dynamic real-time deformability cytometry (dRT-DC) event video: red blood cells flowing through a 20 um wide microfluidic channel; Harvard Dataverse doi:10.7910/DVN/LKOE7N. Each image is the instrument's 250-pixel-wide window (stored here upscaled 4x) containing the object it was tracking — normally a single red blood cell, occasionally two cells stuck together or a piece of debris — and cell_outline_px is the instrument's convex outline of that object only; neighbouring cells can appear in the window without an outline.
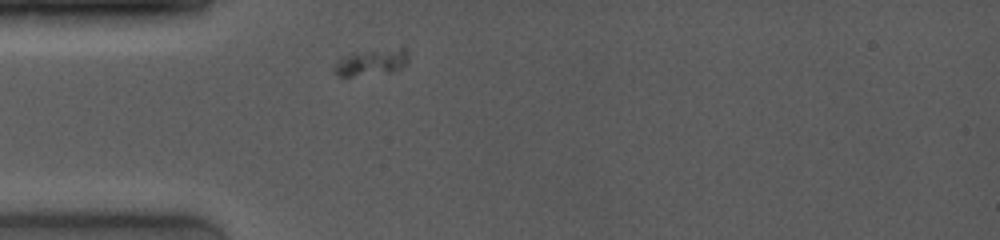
{"species": "common noctule bat (a hibernating species)", "species_latin": "Nyctalus noctula", "temperature_condition": "room temperature", "stored_images_in_passage": 30, "camera_frame_rate_fps": 4000, "um_per_image_px": 0.085, "animal": {"sex": "female", "body_mass_g": 19.0, "forearm_length_mm": 53.3}, "frame": {"image": 1, "passage_image": 1, "time_ms": 0.0, "image_size_px": [1000, 240], "cell_outline_px": [[408, 64], [392, 72], [352, 76], [336, 76], [332, 72], [332, 68], [344, 56], [356, 52], [400, 48], [404, 48], [408, 52]], "centroid_in_image_um": [31.57, 5.31], "position_along_channel_um": 53.4, "area_um2": 11.39}}
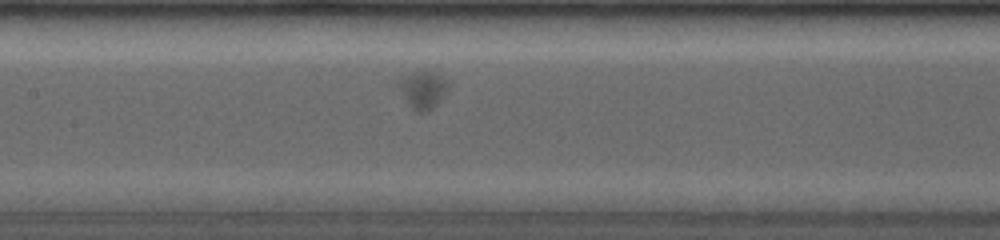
{"frame": {"image": 2, "passage_image": 8, "time_ms": 3.25, "image_size_px": [1000, 240], "cell_outline_px": [[448, 84], [444, 92], [436, 104], [432, 108], [424, 112], [416, 112], [412, 108], [392, 84], [412, 72], [432, 72], [440, 76]], "centroid_in_image_um": [35.82, 7.64], "position_along_channel_um": 171.6, "area_um2": 10.58}}
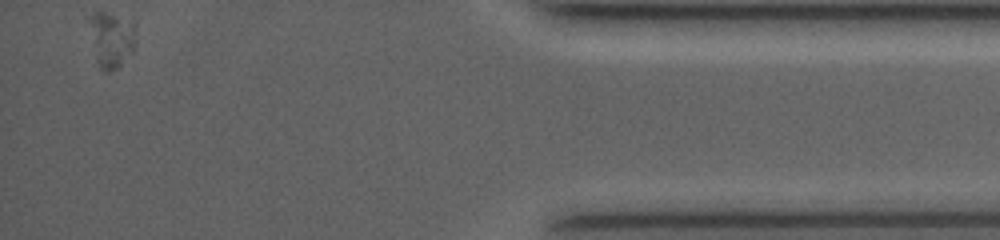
{"frame": {"image": 3, "passage_image": 30, "time_ms": 11.0, "image_size_px": [1000, 240], "cell_outline_px": [[136, 20], [132, 52], [116, 68], [108, 72], [104, 72], [100, 68], [88, 20], [96, 12], [104, 12]], "centroid_in_image_um": [9.51, 3.3], "position_along_channel_um": 425.7, "area_um2": 14.62}}